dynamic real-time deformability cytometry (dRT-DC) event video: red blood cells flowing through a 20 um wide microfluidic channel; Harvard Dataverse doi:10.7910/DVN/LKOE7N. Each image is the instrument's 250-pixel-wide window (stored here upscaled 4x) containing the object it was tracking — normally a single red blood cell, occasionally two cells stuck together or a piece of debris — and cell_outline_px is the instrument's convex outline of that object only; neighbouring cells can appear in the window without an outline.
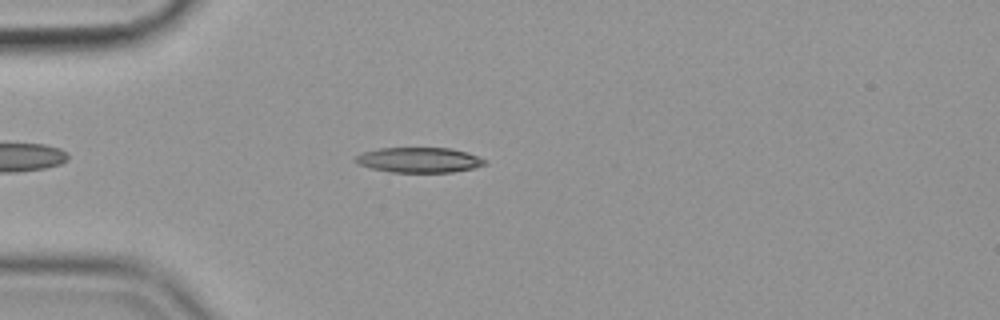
{"species": "common noctule bat (a hibernating species)", "species_latin": "Nyctalus noctula", "temperature_condition": "cold", "stored_images_in_passage": 50, "camera_frame_rate_fps": 3000, "um_per_image_px": 0.085, "animal": {"sex": "female", "body_mass_g": 19.9}, "frame": {"image": 1, "passage_image": 9, "time_ms": 2.667, "image_size_px": [1000, 320], "cell_outline_px": [[488, 164], [472, 168], [452, 172], [392, 172], [372, 168], [360, 164], [352, 160], [360, 152], [380, 148], [452, 148], [468, 152], [488, 160]], "centroid_in_image_um": [35.65, 13.59], "position_along_channel_um": 49.4, "area_um2": 19.07}}
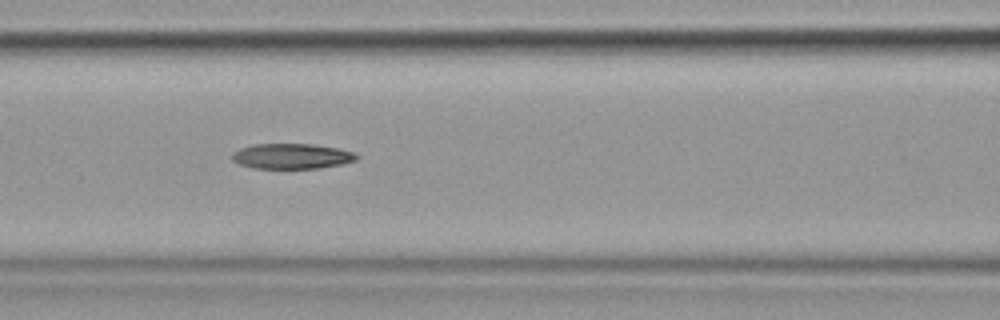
{"frame": {"image": 2, "passage_image": 18, "time_ms": 5.667, "image_size_px": [1000, 320], "cell_outline_px": [[360, 156], [356, 160], [344, 164], [316, 168], [252, 168], [240, 164], [232, 160], [232, 152], [240, 148], [252, 144], [312, 144], [336, 148], [352, 152]], "centroid_in_image_um": [24.78, 13.27], "position_along_channel_um": 141.8, "area_um2": 18.32}}
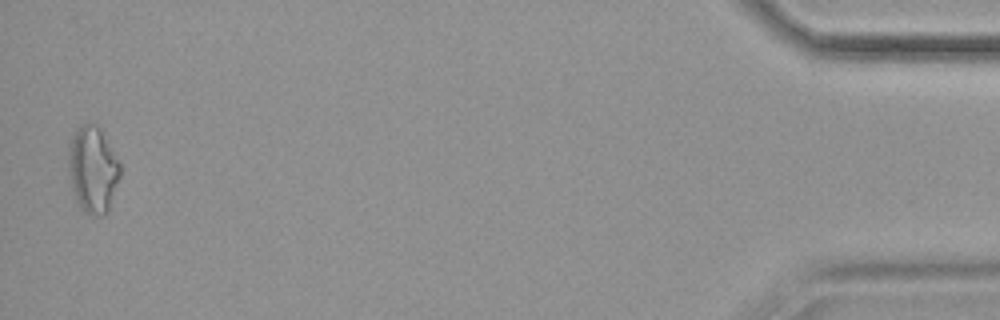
{"frame": {"image": 3, "passage_image": 49, "time_ms": 16.0, "image_size_px": [1000, 320], "cell_outline_px": [[120, 176], [108, 212], [104, 216], [96, 216], [80, 208], [68, 172], [68, 144], [76, 128], [80, 124], [96, 124], [100, 128], [120, 164]], "centroid_in_image_um": [7.88, 14.39], "position_along_channel_um": 427.3, "area_um2": 25.89}, "authors_computed_cell_mechanics": {"area_um2": 19.1029, "velocity_mm_per_s": 3.575, "shape_relaxation_time_tau1_ms": null, "shape_relaxation_time_tau2_ms": 6.2298, "deformation_change_tau1": null, "deformation_change_tau2": 0.1705}}